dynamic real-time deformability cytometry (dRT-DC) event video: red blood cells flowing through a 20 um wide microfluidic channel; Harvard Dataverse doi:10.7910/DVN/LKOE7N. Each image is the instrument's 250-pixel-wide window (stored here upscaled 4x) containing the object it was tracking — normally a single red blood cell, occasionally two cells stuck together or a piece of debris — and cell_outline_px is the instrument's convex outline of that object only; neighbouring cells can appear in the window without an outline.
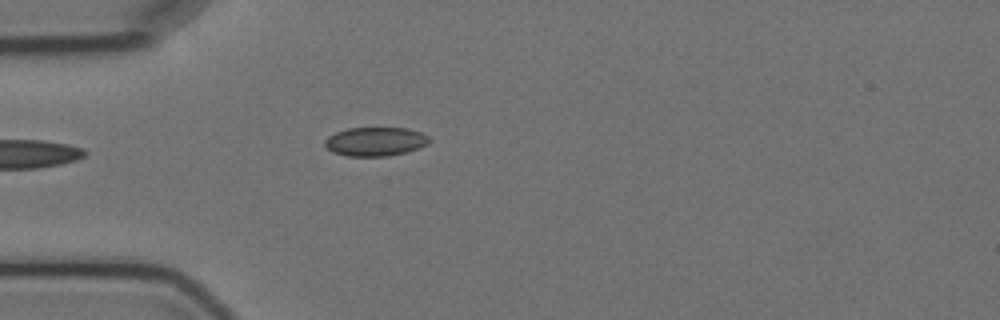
{"species": "Egyptian fruit bat (a non-hibernating species)", "species_latin": "Rousettus aegyptiacus", "temperature_condition": "cold", "stored_images_in_passage": 1, "camera_frame_rate_fps": 3000, "um_per_image_px": 0.085, "animal": {"sex": "female"}, "frame": {"image": 1, "passage_image": 1, "time_ms": 0.0, "image_size_px": [1000, 320], "cell_outline_px": [[432, 140], [428, 144], [420, 148], [388, 156], [348, 156], [332, 152], [324, 144], [324, 140], [328, 136], [336, 132], [348, 128], [408, 128], [420, 132], [428, 136]], "centroid_in_image_um": [31.92, 12.03], "position_along_channel_um": 53.1, "area_um2": 17.63}}